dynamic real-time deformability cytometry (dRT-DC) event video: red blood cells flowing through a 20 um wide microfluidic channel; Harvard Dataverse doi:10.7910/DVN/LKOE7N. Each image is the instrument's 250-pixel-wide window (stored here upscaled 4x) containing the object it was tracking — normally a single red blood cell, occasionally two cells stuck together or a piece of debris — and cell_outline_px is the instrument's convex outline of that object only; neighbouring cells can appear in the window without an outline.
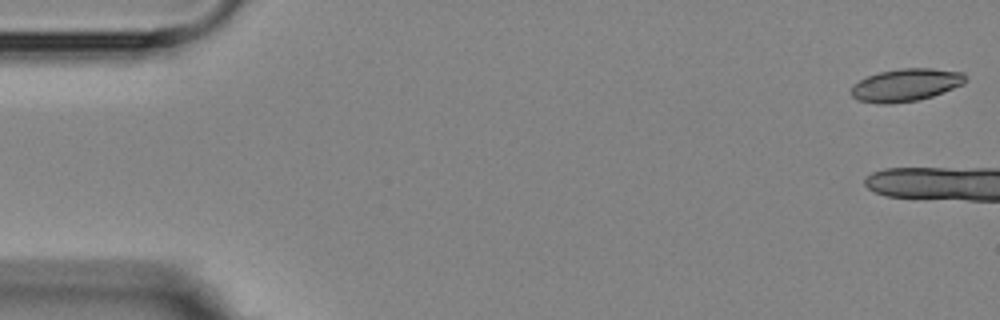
{"species": "Egyptian fruit bat (a non-hibernating species)", "species_latin": "Rousettus aegyptiacus", "temperature_condition": "room temperature", "stored_images_in_passage": 7, "camera_frame_rate_fps": 3000, "um_per_image_px": 0.085, "animal": {"sex": "female"}, "frame": {"image": 1, "passage_image": 1, "time_ms": 0.0, "image_size_px": [1000, 320], "cell_outline_px": [[968, 80], [964, 84], [932, 96], [916, 100], [888, 104], [884, 104], [856, 100], [848, 92], [852, 84], [868, 76], [880, 72], [900, 68], [932, 68], [964, 72]], "centroid_in_image_um": [76.98, 7.22], "position_along_channel_um": 8.0, "area_um2": 21.91}}
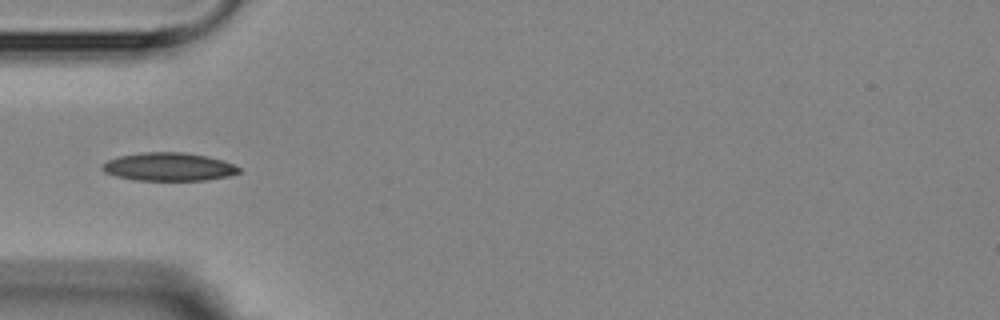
{"frame": {"image": 2, "passage_image": 7, "time_ms": 7.667, "image_size_px": [1000, 320], "cell_outline_px": [[240, 172], [228, 176], [208, 180], [132, 180], [116, 176], [104, 172], [100, 168], [100, 164], [108, 160], [120, 156], [144, 152], [184, 152], [208, 156], [224, 160], [240, 168]], "centroid_in_image_um": [14.32, 14.18], "position_along_channel_um": 70.7, "area_um2": 22.6}}